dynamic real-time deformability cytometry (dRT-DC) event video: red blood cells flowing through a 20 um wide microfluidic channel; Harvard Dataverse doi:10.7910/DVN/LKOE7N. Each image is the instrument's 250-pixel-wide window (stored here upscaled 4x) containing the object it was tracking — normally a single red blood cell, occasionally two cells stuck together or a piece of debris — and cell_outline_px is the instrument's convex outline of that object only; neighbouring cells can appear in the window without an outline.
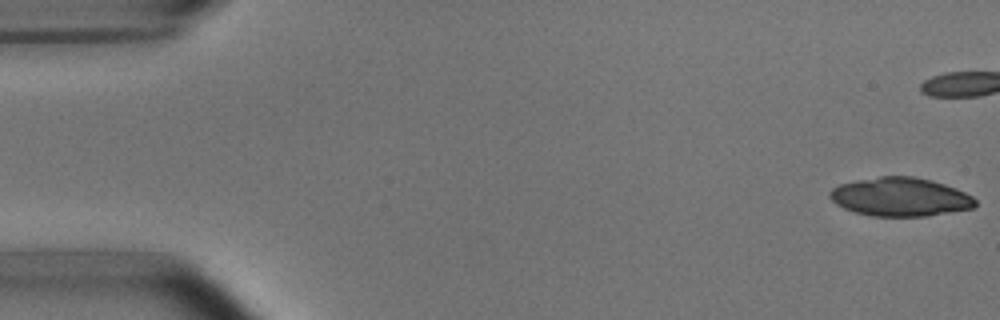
{"species": "common noctule bat (a hibernating species)", "species_latin": "Nyctalus noctula", "temperature_condition": "room temperature", "stored_images_in_passage": 7, "camera_frame_rate_fps": 3000, "um_per_image_px": 0.085, "animal": {"sex": "male", "body_mass_g": 15.6}, "frame": {"image": 1, "passage_image": 1, "time_ms": 0.0, "image_size_px": [1000, 320], "cell_outline_px": [[976, 204], [972, 208], [924, 216], [872, 216], [856, 212], [844, 208], [836, 204], [828, 196], [828, 192], [832, 188], [840, 184], [880, 176], [912, 176], [932, 180], [956, 188], [972, 196], [976, 200]], "centroid_in_image_um": [76.5, 16.73], "position_along_channel_um": 8.5, "area_um2": 32.54}}